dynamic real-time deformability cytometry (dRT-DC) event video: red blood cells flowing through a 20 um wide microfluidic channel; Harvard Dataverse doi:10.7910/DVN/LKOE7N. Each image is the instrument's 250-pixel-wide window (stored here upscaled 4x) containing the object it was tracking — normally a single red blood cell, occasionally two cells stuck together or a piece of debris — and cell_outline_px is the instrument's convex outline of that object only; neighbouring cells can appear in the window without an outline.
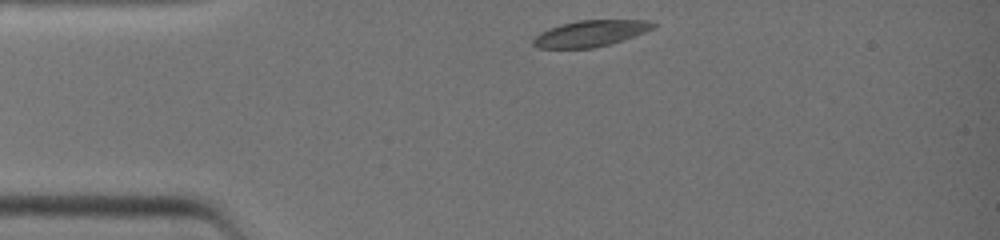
{"species": "common noctule bat (a hibernating species)", "species_latin": "Nyctalus noctula", "temperature_condition": "warm", "stored_images_in_passage": 27, "camera_frame_rate_fps": 3000, "um_per_image_px": 0.085, "animal": {"sex": "female", "body_mass_g": 19.0, "forearm_length_mm": 51.5}, "frame": {"image": 1, "passage_image": 1, "time_ms": 0.0, "image_size_px": [1000, 240], "cell_outline_px": [[656, 28], [596, 48], [536, 48], [532, 44], [532, 40], [540, 32], [560, 24], [576, 20], [648, 20], [656, 24]], "centroid_in_image_um": [50.15, 2.84], "position_along_channel_um": 34.8, "area_um2": 18.26}}
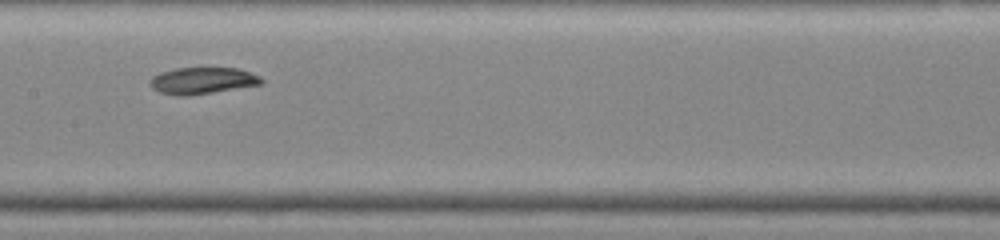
{"frame": {"image": 2, "passage_image": 13, "time_ms": 4.0, "image_size_px": [1000, 240], "cell_outline_px": [[264, 84], [192, 96], [176, 96], [160, 92], [152, 88], [148, 84], [148, 80], [152, 76], [160, 72], [176, 68], [240, 68], [260, 76], [264, 80]], "centroid_in_image_um": [17.21, 6.86], "position_along_channel_um": 190.2, "area_um2": 17.74}}
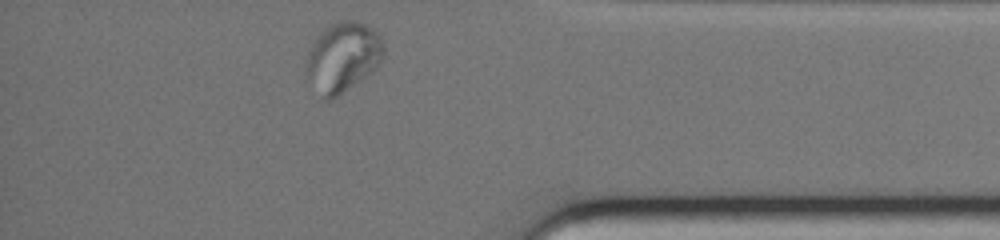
{"frame": {"image": 3, "passage_image": 27, "time_ms": 8.667, "image_size_px": [1000, 240], "cell_outline_px": [[384, 56], [380, 64], [376, 68], [360, 80], [332, 100], [324, 100], [308, 76], [308, 52], [316, 40], [332, 24], [344, 20], [356, 20], [372, 28], [380, 36], [384, 48]], "centroid_in_image_um": [29.21, 4.86], "position_along_channel_um": 406.0, "area_um2": 30.52}}